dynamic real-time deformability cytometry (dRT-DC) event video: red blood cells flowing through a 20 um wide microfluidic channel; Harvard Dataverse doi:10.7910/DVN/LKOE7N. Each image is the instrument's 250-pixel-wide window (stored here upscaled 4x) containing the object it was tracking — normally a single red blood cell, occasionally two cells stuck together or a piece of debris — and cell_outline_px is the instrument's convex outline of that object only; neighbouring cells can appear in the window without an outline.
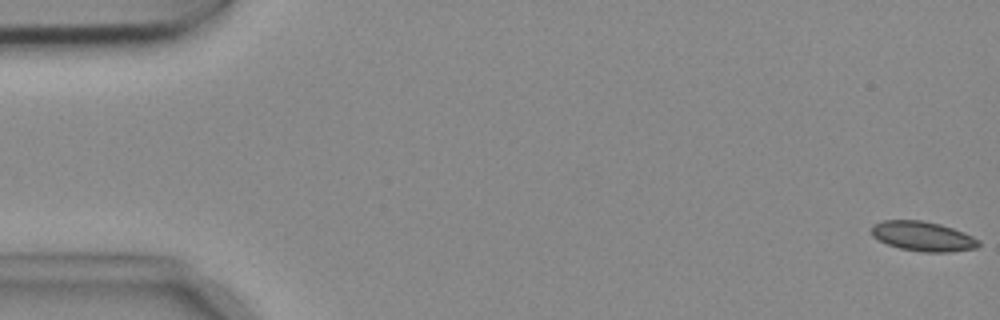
{"species": "common noctule bat (a hibernating species)", "species_latin": "Nyctalus noctula", "temperature_condition": "cold", "stored_images_in_passage": 54, "camera_frame_rate_fps": 3000, "um_per_image_px": 0.085, "animal": {"sex": "female", "body_mass_g": 18.4}, "frame": {"image": 1, "passage_image": 1, "time_ms": 0.0, "image_size_px": [1000, 320], "cell_outline_px": [[980, 244], [976, 248], [952, 252], [924, 252], [900, 248], [888, 244], [872, 236], [872, 224], [884, 220], [924, 220], [940, 224], [964, 232], [980, 240]], "centroid_in_image_um": [78.46, 20.08], "position_along_channel_um": 6.5, "area_um2": 18.55}}
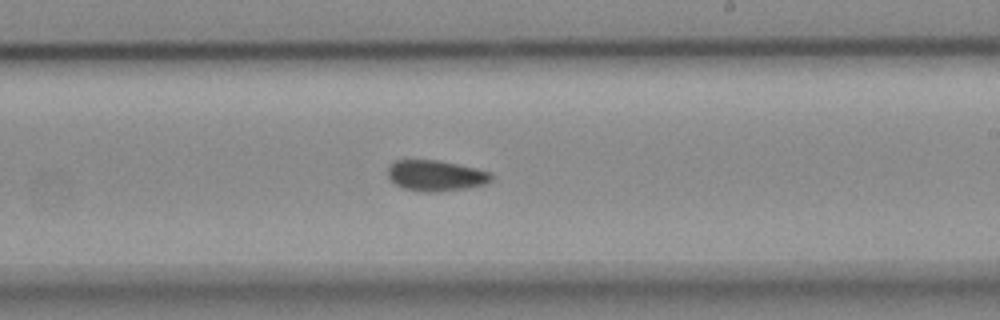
{"frame": {"image": 2, "passage_image": 32, "time_ms": 10.333, "image_size_px": [1000, 320], "cell_outline_px": [[492, 180], [488, 184], [468, 188], [436, 192], [420, 192], [400, 188], [388, 176], [388, 164], [396, 160], [436, 160], [476, 168], [492, 172]], "centroid_in_image_um": [37.05, 14.94], "position_along_channel_um": 252.0, "area_um2": 18.84}}
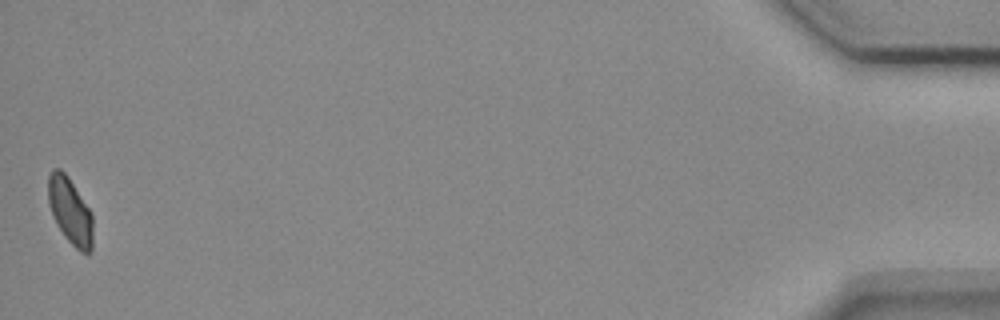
{"frame": {"image": 3, "passage_image": 54, "time_ms": 17.667, "image_size_px": [1000, 320], "cell_outline_px": [[92, 252], [88, 256], [80, 252], [64, 236], [56, 224], [52, 216], [48, 204], [48, 176], [52, 168], [60, 168], [68, 176], [92, 212]], "centroid_in_image_um": [5.96, 17.95], "position_along_channel_um": 429.2, "area_um2": 17.69}}